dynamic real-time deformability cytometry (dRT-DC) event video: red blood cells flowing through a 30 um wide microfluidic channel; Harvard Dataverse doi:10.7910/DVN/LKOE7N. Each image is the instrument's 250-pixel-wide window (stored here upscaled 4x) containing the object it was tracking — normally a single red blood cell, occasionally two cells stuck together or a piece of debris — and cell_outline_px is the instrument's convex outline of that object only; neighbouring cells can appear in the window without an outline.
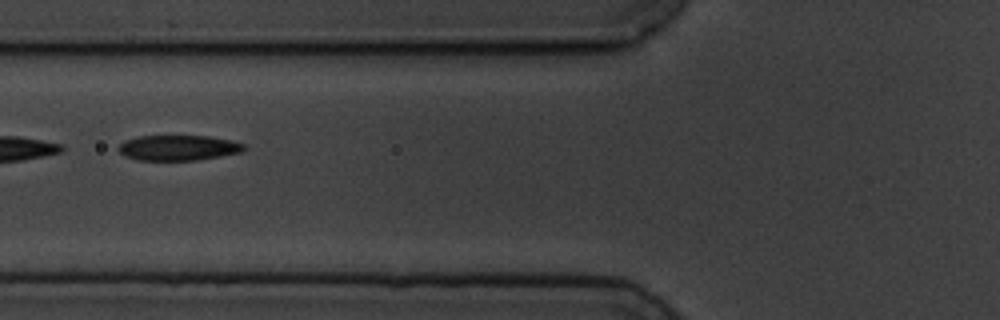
{"species": "common noctule bat (a hibernating species)", "species_latin": "Nyctalus noctula", "temperature_condition": "cold", "stored_images_in_passage": 3, "camera_frame_rate_fps": 3000, "um_per_image_px": 0.085, "animal": {"sex": "male", "body_mass_g": 19.5, "forearm_length_mm": 54.6}, "frame": {"image": 1, "passage_image": 2, "time_ms": 1.333, "image_size_px": [1000, 320], "cell_outline_px": [[244, 148], [240, 152], [220, 156], [196, 160], [140, 160], [124, 156], [116, 148], [124, 140], [140, 136], [208, 136], [232, 140], [244, 144]], "centroid_in_image_um": [15.12, 12.56], "position_along_channel_um": 110.7, "area_um2": 18.44}}